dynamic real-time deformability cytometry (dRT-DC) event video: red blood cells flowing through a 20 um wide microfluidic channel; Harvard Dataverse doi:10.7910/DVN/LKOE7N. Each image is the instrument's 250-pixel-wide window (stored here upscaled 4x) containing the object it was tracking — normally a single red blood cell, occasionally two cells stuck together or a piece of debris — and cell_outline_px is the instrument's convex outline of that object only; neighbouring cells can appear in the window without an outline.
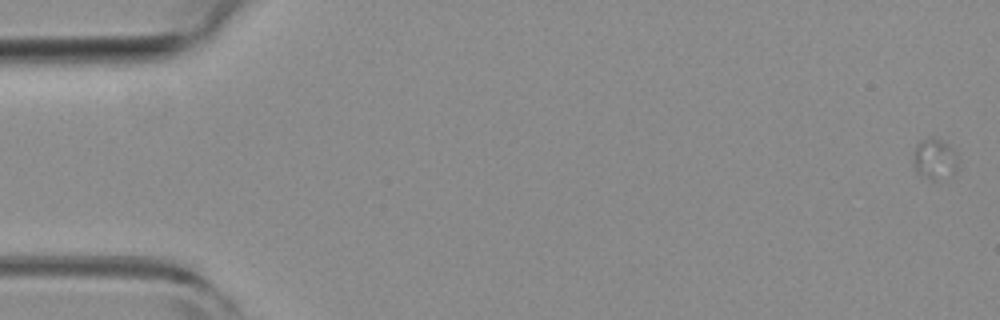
{"species": "common noctule bat (a hibernating species)", "species_latin": "Nyctalus noctula", "temperature_condition": "room temperature", "stored_images_in_passage": 5, "camera_frame_rate_fps": 3000, "um_per_image_px": 0.085, "animal": {"sex": "female", "body_mass_g": 19.3, "forearm_length_mm": 54.1}, "frame": {"image": 1, "passage_image": 1, "time_ms": 0.0, "image_size_px": [1000, 320], "cell_outline_px": [[960, 168], [956, 172], [936, 180], [928, 180], [920, 176], [916, 172], [912, 160], [912, 152], [916, 144], [932, 136], [948, 144], [956, 152]], "centroid_in_image_um": [79.44, 13.53], "position_along_channel_um": 5.6, "area_um2": 11.04}}